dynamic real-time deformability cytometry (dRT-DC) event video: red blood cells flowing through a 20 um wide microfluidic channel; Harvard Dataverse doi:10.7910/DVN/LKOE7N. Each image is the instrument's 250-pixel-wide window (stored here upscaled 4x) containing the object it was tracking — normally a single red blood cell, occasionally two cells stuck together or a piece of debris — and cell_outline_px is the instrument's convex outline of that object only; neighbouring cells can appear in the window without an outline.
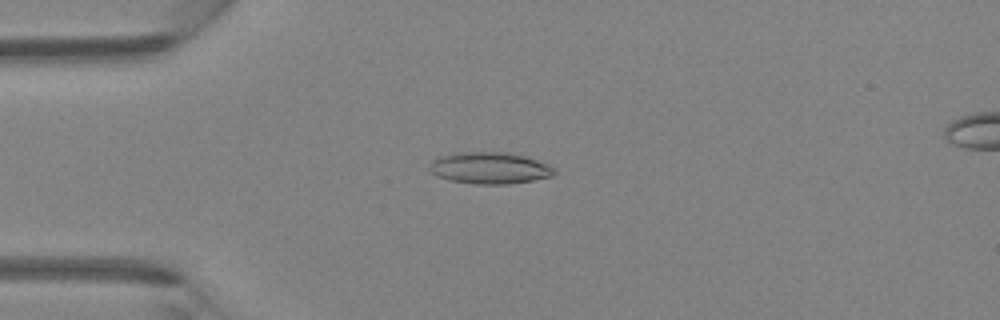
{"species": "Egyptian fruit bat (a non-hibernating species)", "species_latin": "Rousettus aegyptiacus", "temperature_condition": "room temperature", "stored_images_in_passage": 37, "camera_frame_rate_fps": 3000, "um_per_image_px": 0.085, "animal": {"sex": "female"}, "frame": {"image": 1, "passage_image": 3, "time_ms": 0.667, "image_size_px": [1000, 320], "cell_outline_px": [[556, 172], [552, 176], [532, 180], [508, 184], [476, 184], [452, 180], [436, 176], [428, 168], [428, 164], [436, 156], [464, 152], [508, 152], [524, 156], [548, 164]], "centroid_in_image_um": [41.58, 14.27], "position_along_channel_um": 43.4, "area_um2": 22.95}}
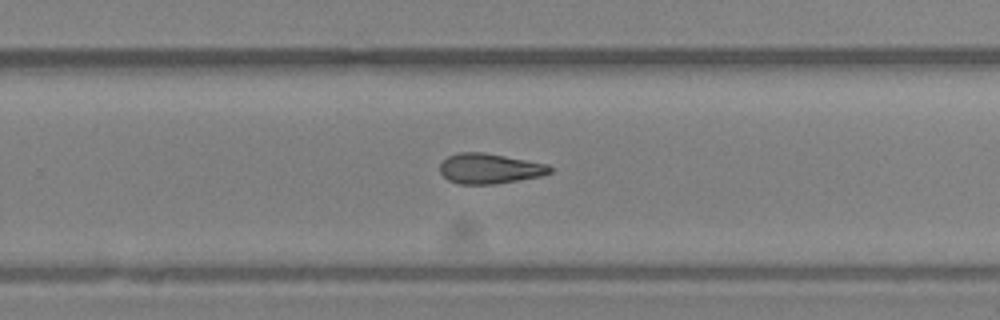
{"frame": {"image": 2, "passage_image": 21, "time_ms": 6.667, "image_size_px": [1000, 320], "cell_outline_px": [[552, 172], [540, 176], [492, 184], [460, 184], [448, 180], [440, 172], [440, 164], [448, 156], [456, 152], [484, 152], [548, 164], [552, 168]], "centroid_in_image_um": [41.6, 14.32], "position_along_channel_um": 288.2, "area_um2": 19.25}}
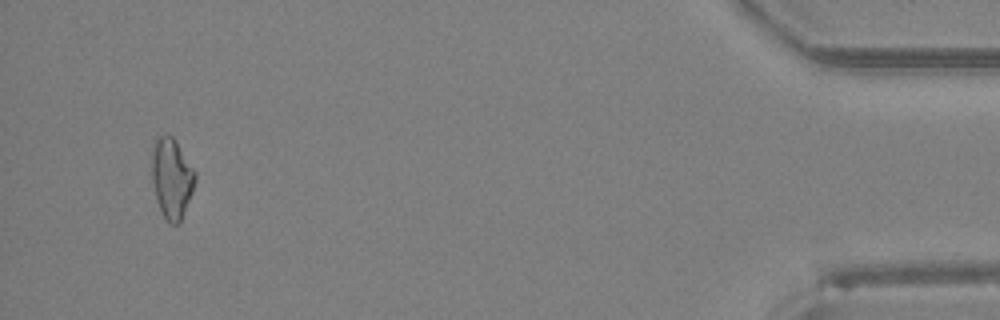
{"frame": {"image": 3, "passage_image": 35, "time_ms": 11.333, "image_size_px": [1000, 320], "cell_outline_px": [[196, 180], [192, 192], [184, 212], [180, 220], [176, 224], [172, 224], [164, 216], [156, 200], [152, 180], [152, 144], [156, 136], [172, 136], [176, 140], [196, 172]], "centroid_in_image_um": [14.59, 15.09], "position_along_channel_um": 420.6, "area_um2": 20.11}}